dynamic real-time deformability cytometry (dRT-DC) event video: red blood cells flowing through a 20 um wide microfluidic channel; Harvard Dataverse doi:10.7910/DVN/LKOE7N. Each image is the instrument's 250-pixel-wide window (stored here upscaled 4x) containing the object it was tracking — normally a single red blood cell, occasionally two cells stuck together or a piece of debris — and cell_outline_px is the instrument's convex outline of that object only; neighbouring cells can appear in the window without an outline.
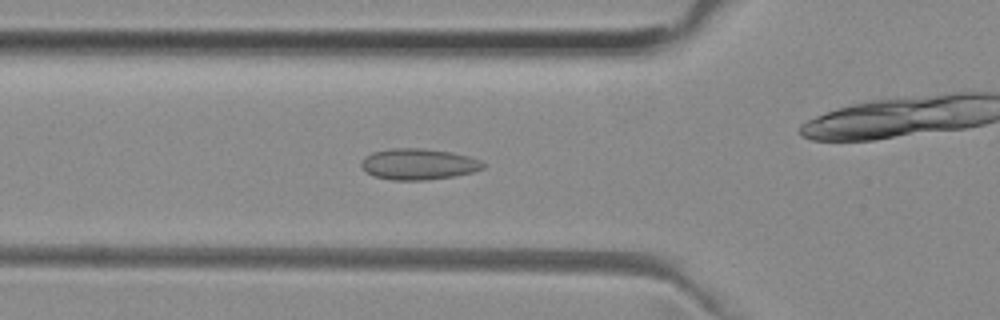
{"species": "common noctule bat (a hibernating species)", "species_latin": "Nyctalus noctula", "temperature_condition": "room temperature", "stored_images_in_passage": 47, "camera_frame_rate_fps": 3000, "um_per_image_px": 0.085, "animal": {"sex": "female", "body_mass_g": 29.2, "forearm_length_mm": 56.3}, "frame": {"image": 1, "passage_image": 12, "time_ms": 3.667, "image_size_px": [1000, 320], "cell_outline_px": [[488, 164], [484, 168], [472, 172], [452, 176], [424, 180], [392, 180], [372, 176], [360, 164], [364, 156], [372, 152], [392, 148], [420, 148], [452, 152], [468, 156], [480, 160]], "centroid_in_image_um": [35.57, 13.94], "position_along_channel_um": 90.2, "area_um2": 22.08}}
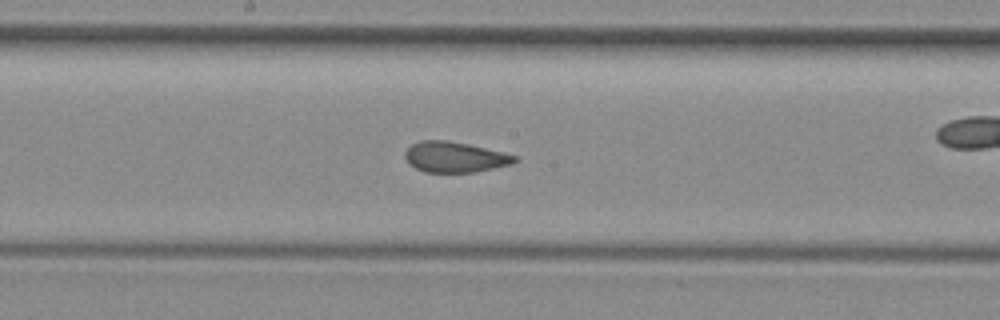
{"frame": {"image": 2, "passage_image": 21, "time_ms": 6.667, "image_size_px": [1000, 320], "cell_outline_px": [[520, 160], [512, 164], [476, 172], [424, 172], [408, 164], [404, 156], [404, 152], [412, 144], [420, 140], [448, 140], [468, 144], [504, 152], [516, 156]], "centroid_in_image_um": [38.66, 13.35], "position_along_channel_um": 209.5, "area_um2": 19.71}}
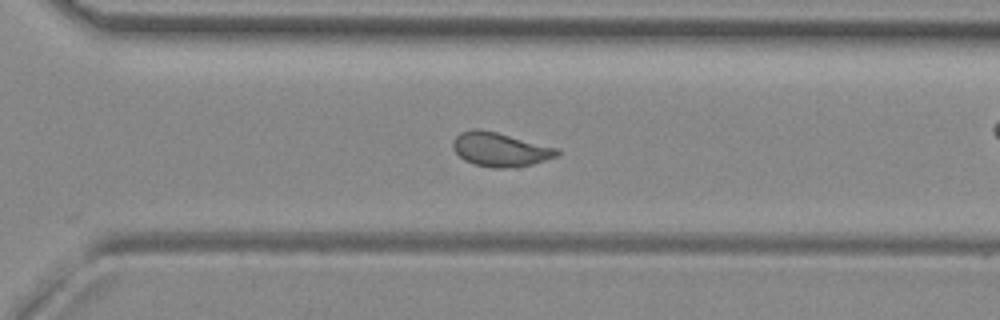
{"frame": {"image": 3, "passage_image": 30, "time_ms": 9.667, "image_size_px": [1000, 320], "cell_outline_px": [[560, 152], [556, 156], [532, 164], [508, 168], [492, 168], [472, 164], [464, 160], [452, 148], [452, 140], [460, 132], [472, 128], [480, 128], [560, 148]], "centroid_in_image_um": [42.48, 12.69], "position_along_channel_um": 328.1, "area_um2": 20.81}, "authors_computed_cell_mechanics": {"area_um2": 20.4612, "velocity_mm_per_s": 3.9656, "shape_relaxation_time_tau1_ms": null, "shape_relaxation_time_tau2_ms": 1.009, "deformation_change_tau1": null, "deformation_change_tau2": 0.0748}}